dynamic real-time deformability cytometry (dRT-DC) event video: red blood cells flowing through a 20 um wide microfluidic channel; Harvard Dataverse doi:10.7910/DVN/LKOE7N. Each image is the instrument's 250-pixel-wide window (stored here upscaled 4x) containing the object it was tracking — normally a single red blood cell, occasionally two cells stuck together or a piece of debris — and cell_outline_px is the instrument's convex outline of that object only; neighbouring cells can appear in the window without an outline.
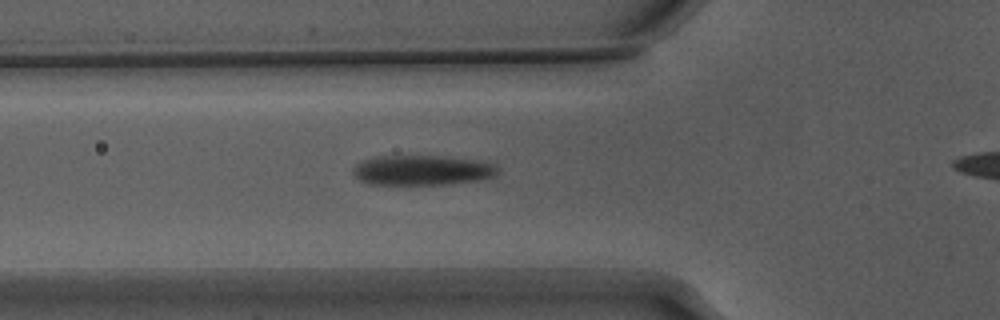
{"species": "Egyptian fruit bat (a non-hibernating species)", "species_latin": "Rousettus aegyptiacus", "temperature_condition": "warm", "stored_images_in_passage": 36, "camera_frame_rate_fps": 3000, "um_per_image_px": 0.085, "animal": {"sex": "male"}, "frame": {"image": 1, "passage_image": 9, "time_ms": 2.667, "image_size_px": [1000, 320], "cell_outline_px": [[500, 172], [496, 176], [480, 180], [452, 184], [368, 184], [360, 180], [352, 172], [352, 168], [360, 160], [376, 156], [448, 156], [476, 160], [492, 164]], "centroid_in_image_um": [35.87, 14.46], "position_along_channel_um": 89.9, "area_um2": 25.49}}
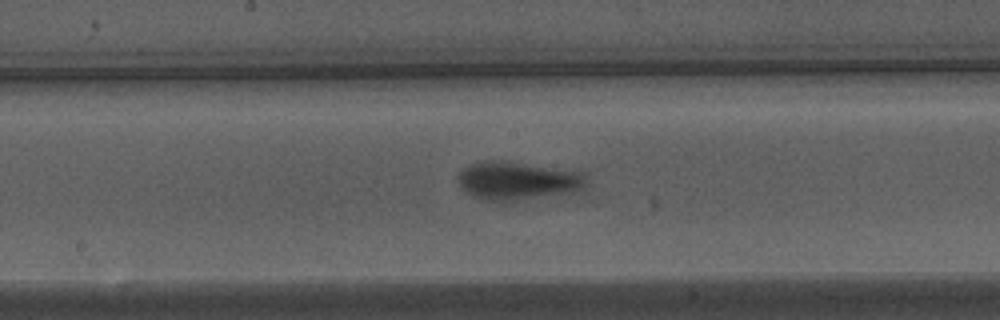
{"frame": {"image": 2, "passage_image": 18, "time_ms": 5.667, "image_size_px": [1000, 320], "cell_outline_px": [[588, 188], [580, 192], [512, 204], [484, 200], [468, 192], [460, 184], [460, 172], [464, 168], [480, 160], [492, 160], [576, 168], [588, 172]], "centroid_in_image_um": [44.27, 15.39], "position_along_channel_um": 203.9, "area_um2": 30.63}}
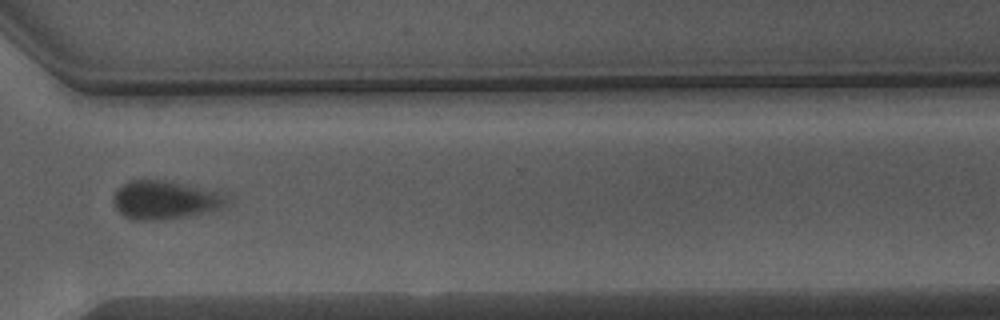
{"frame": {"image": 3, "passage_image": 30, "time_ms": 9.667, "image_size_px": [1000, 320], "cell_outline_px": [[232, 204], [208, 212], [184, 216], [156, 220], [136, 220], [124, 216], [116, 208], [112, 200], [116, 188], [128, 180], [164, 180], [224, 192], [232, 196]], "centroid_in_image_um": [14.1, 16.98], "position_along_channel_um": 356.5, "area_um2": 25.89}}